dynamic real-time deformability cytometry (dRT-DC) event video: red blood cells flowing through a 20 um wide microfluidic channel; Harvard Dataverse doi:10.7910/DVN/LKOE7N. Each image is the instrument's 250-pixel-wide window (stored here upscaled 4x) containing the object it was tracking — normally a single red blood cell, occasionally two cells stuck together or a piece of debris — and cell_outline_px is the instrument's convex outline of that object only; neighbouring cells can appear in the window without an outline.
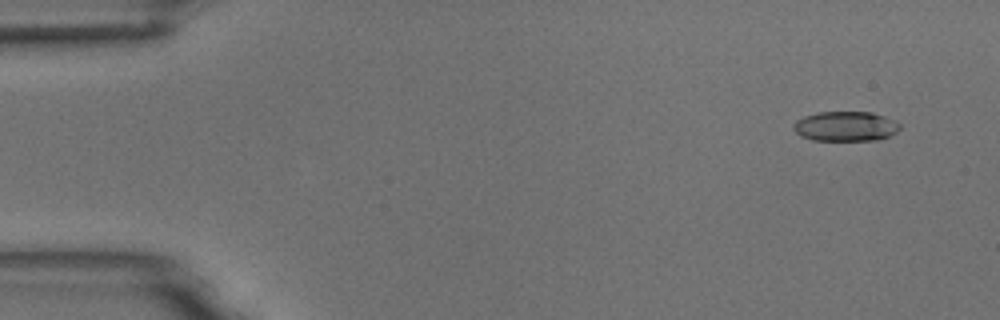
{"species": "common noctule bat (a hibernating species)", "species_latin": "Nyctalus noctula", "temperature_condition": "room temperature", "stored_images_in_passage": 4, "camera_frame_rate_fps": 3000, "um_per_image_px": 0.085, "animal": {"sex": "male", "body_mass_g": 18.8}, "frame": {"image": 1, "passage_image": 1, "time_ms": 0.0, "image_size_px": [1000, 320], "cell_outline_px": [[900, 128], [896, 132], [888, 136], [876, 140], [812, 140], [800, 136], [792, 128], [792, 124], [796, 120], [804, 116], [816, 112], [872, 112], [884, 116], [900, 124]], "centroid_in_image_um": [71.82, 10.73], "position_along_channel_um": 13.2, "area_um2": 18.5}}
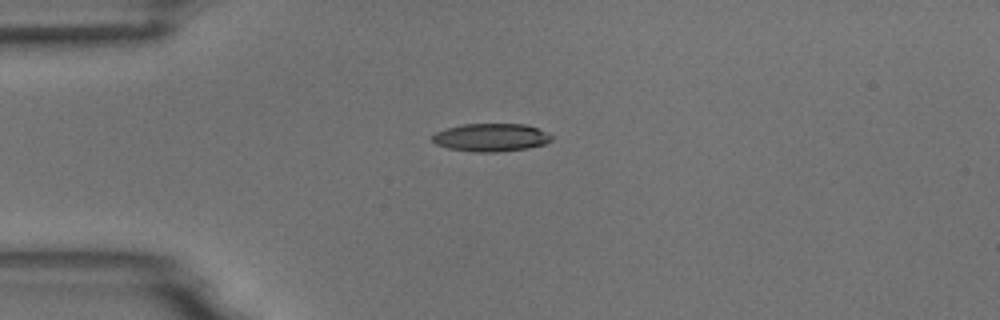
{"frame": {"image": 2, "passage_image": 4, "time_ms": 3.333, "image_size_px": [1000, 320], "cell_outline_px": [[552, 140], [544, 144], [528, 148], [496, 152], [476, 152], [448, 148], [436, 144], [432, 140], [432, 136], [436, 132], [448, 128], [464, 124], [524, 124], [536, 128], [552, 136]], "centroid_in_image_um": [41.72, 11.69], "position_along_channel_um": 43.3, "area_um2": 19.19}}